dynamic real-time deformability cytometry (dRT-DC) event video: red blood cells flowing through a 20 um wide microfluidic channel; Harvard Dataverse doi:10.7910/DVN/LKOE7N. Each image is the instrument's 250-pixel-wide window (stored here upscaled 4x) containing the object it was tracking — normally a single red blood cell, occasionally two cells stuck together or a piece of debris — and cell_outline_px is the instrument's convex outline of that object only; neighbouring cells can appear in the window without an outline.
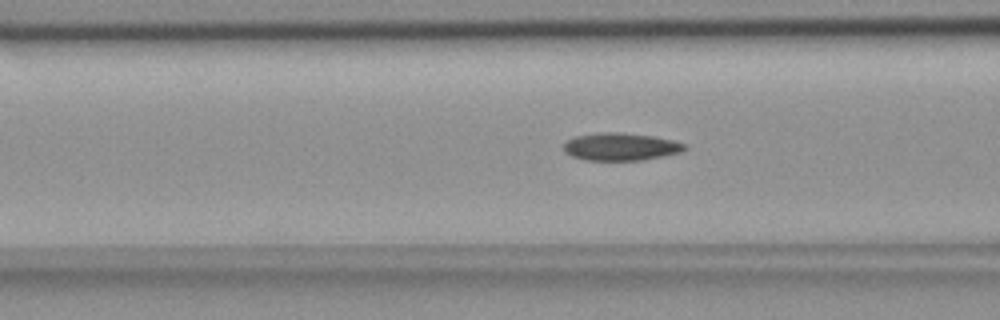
{"species": "common noctule bat (a hibernating species)", "species_latin": "Nyctalus noctula", "temperature_condition": "room temperature", "stored_images_in_passage": 55, "camera_frame_rate_fps": 3000, "um_per_image_px": 0.085, "animal": {"sex": "female", "body_mass_g": 18.4}, "frame": {"image": 1, "passage_image": 21, "time_ms": 6.667, "image_size_px": [1000, 320], "cell_outline_px": [[688, 148], [680, 152], [640, 160], [588, 160], [572, 156], [564, 152], [564, 144], [568, 140], [576, 136], [596, 132], [620, 132], [652, 136], [672, 140], [688, 144]], "centroid_in_image_um": [52.76, 12.46], "position_along_channel_um": 113.8, "area_um2": 19.36}}
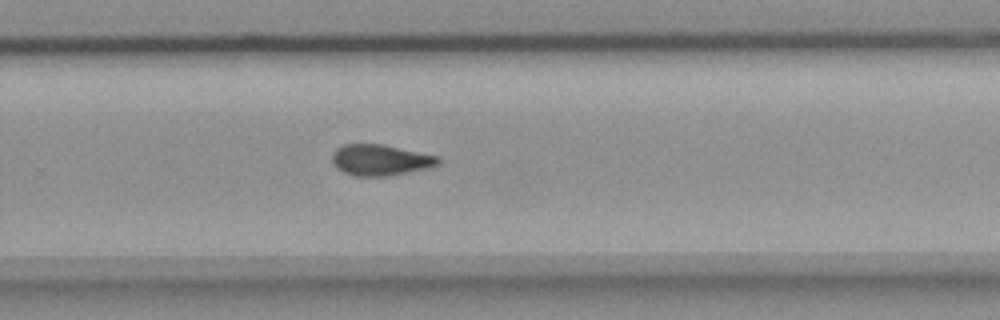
{"frame": {"image": 2, "passage_image": 36, "time_ms": 11.667, "image_size_px": [1000, 320], "cell_outline_px": [[440, 164], [428, 168], [384, 176], [356, 176], [344, 172], [336, 168], [332, 160], [332, 152], [336, 148], [344, 144], [384, 144], [440, 156]], "centroid_in_image_um": [32.34, 13.58], "position_along_channel_um": 297.5, "area_um2": 19.25}}
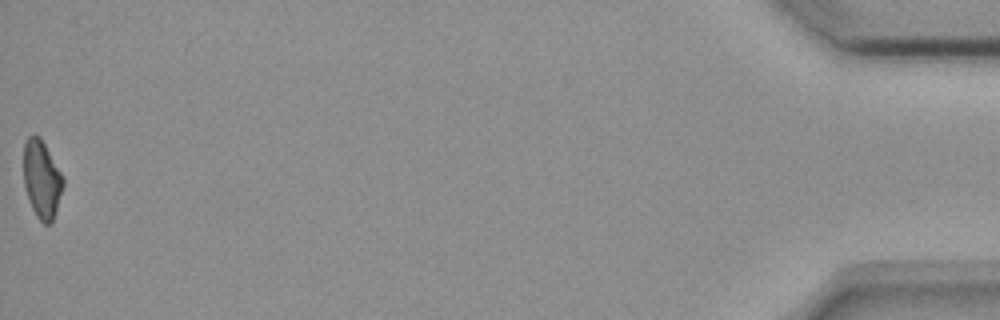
{"frame": {"image": 3, "passage_image": 55, "time_ms": 18.0, "image_size_px": [1000, 320], "cell_outline_px": [[64, 184], [52, 224], [44, 224], [36, 216], [32, 208], [24, 184], [24, 144], [28, 136], [40, 136], [60, 172], [64, 180]], "centroid_in_image_um": [3.55, 15.26], "position_along_channel_um": 431.6, "area_um2": 17.63}, "authors_computed_cell_mechanics": {"area_um2": 19.0162, "velocity_mm_per_s": 3.6844, "shape_relaxation_time_tau1_ms": null, "shape_relaxation_time_tau2_ms": 5.652, "deformation_change_tau1": null, "deformation_change_tau2": 0.1104}}